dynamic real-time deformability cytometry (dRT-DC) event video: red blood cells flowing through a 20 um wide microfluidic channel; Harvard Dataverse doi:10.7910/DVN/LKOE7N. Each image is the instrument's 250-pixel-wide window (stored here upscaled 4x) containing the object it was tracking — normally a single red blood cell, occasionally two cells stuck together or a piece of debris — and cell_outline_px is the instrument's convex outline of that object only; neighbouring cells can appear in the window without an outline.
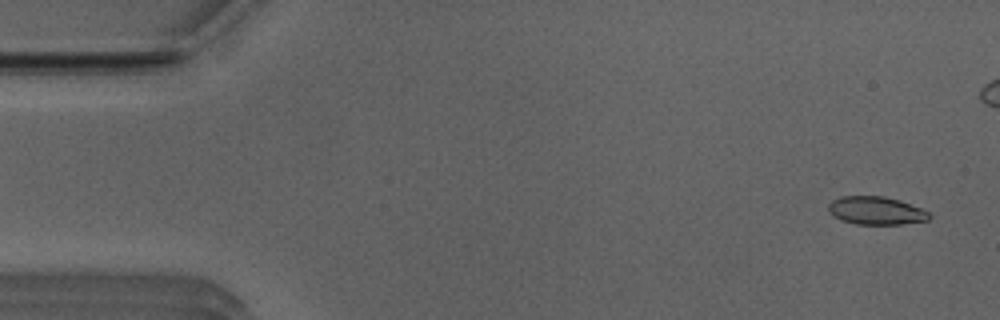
{"species": "Egyptian fruit bat (a non-hibernating species)", "species_latin": "Rousettus aegyptiacus", "temperature_condition": "room temperature", "stored_images_in_passage": 53, "camera_frame_rate_fps": 3000, "um_per_image_px": 0.085, "animal": {"sex": "male"}, "frame": {"image": 1, "passage_image": 3, "time_ms": 0.667, "image_size_px": [1000, 320], "cell_outline_px": [[932, 216], [928, 220], [900, 224], [856, 224], [840, 220], [828, 208], [828, 204], [832, 200], [840, 196], [884, 196], [900, 200], [920, 208], [928, 212]], "centroid_in_image_um": [74.47, 17.89], "position_along_channel_um": 10.5, "area_um2": 16.36}}
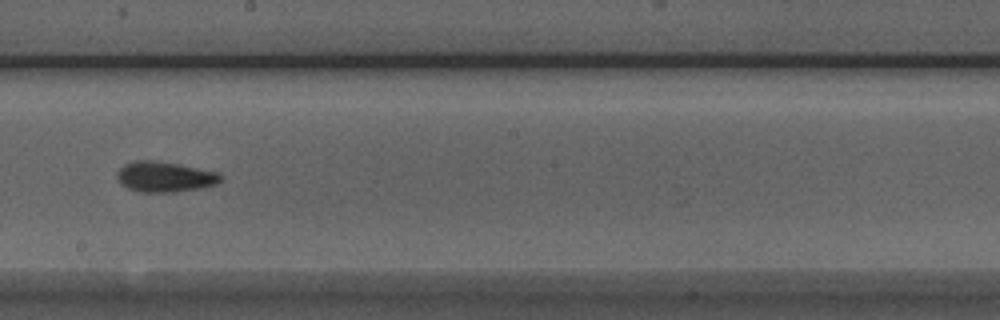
{"frame": {"image": 2, "passage_image": 29, "time_ms": 9.333, "image_size_px": [1000, 320], "cell_outline_px": [[224, 176], [216, 184], [200, 188], [176, 192], [140, 192], [128, 188], [116, 176], [116, 172], [124, 164], [136, 160], [152, 160], [176, 164], [220, 172]], "centroid_in_image_um": [14.03, 15.02], "position_along_channel_um": 234.2, "area_um2": 18.26}}
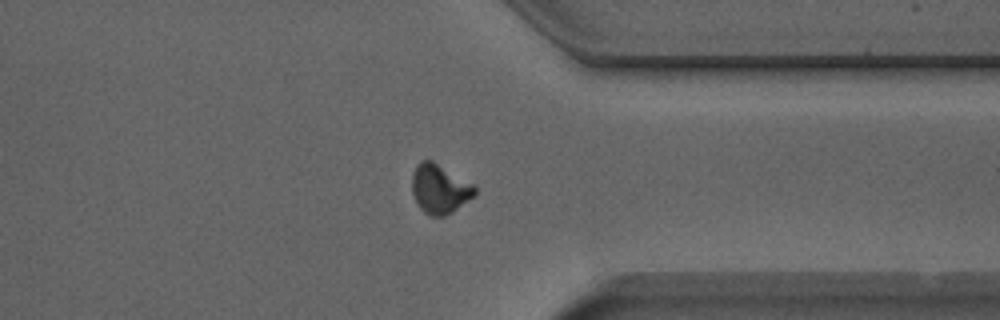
{"frame": {"image": 3, "passage_image": 40, "time_ms": 13.0, "image_size_px": [1000, 320], "cell_outline_px": [[476, 192], [472, 196], [452, 212], [444, 216], [432, 216], [424, 212], [416, 204], [412, 192], [412, 172], [416, 164], [420, 160], [432, 160], [472, 184], [476, 188]], "centroid_in_image_um": [37.31, 16.04], "position_along_channel_um": 374.1, "area_um2": 17.8}, "authors_computed_cell_mechanics": {"area_um2": 17.3978, "velocity_mm_per_s": 3.9548, "shape_relaxation_time_tau1_ms": 3.4819, "shape_relaxation_time_tau2_ms": 2.2737, "deformation_change_tau1": 0.1282, "deformation_change_tau2": 0.0781}}